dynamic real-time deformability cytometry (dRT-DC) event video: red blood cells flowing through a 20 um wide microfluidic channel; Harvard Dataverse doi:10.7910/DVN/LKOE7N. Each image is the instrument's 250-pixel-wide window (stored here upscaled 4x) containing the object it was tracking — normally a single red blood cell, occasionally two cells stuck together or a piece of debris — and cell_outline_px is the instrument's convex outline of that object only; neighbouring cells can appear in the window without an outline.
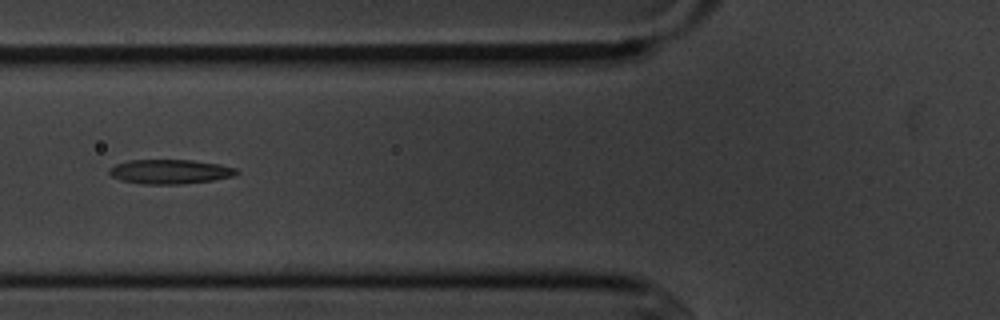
{"species": "common noctule bat (a hibernating species)", "species_latin": "Nyctalus noctula", "temperature_condition": "cold", "stored_images_in_passage": 12, "segment_of_instrument_passage": [1, 2], "camera_frame_rate_fps": 3000, "um_per_image_px": 0.085, "animal": {"sex": "male", "body_mass_g": 20.1, "forearm_length_mm": 53.5}, "frame": {"image": 1, "passage_image": 2, "time_ms": 1.0, "image_size_px": [1000, 320], "cell_outline_px": [[240, 172], [236, 176], [212, 180], [180, 184], [140, 184], [120, 180], [112, 176], [108, 172], [116, 164], [128, 160], [192, 160], [220, 164], [236, 168]], "centroid_in_image_um": [14.48, 14.59], "position_along_channel_um": 111.3, "area_um2": 18.15}}
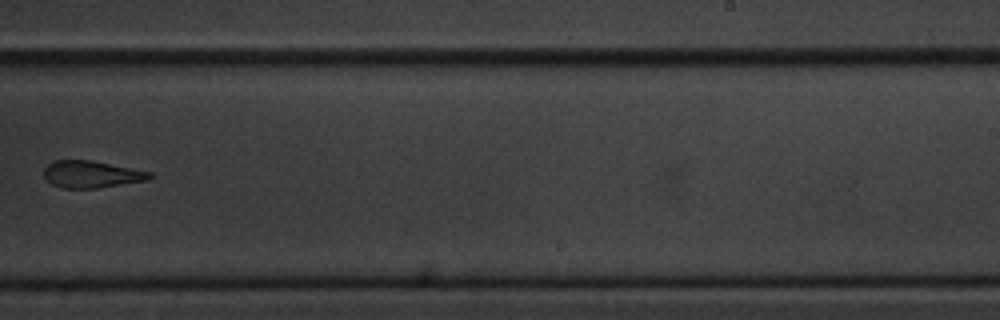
{"frame": {"image": 2, "passage_image": 6, "time_ms": 5.667, "image_size_px": [1000, 320], "cell_outline_px": [[152, 176], [148, 180], [96, 188], [60, 188], [52, 184], [44, 176], [44, 168], [48, 164], [56, 160], [92, 160], [152, 172]], "centroid_in_image_um": [7.77, 14.81], "position_along_channel_um": 281.2, "area_um2": 16.59}}
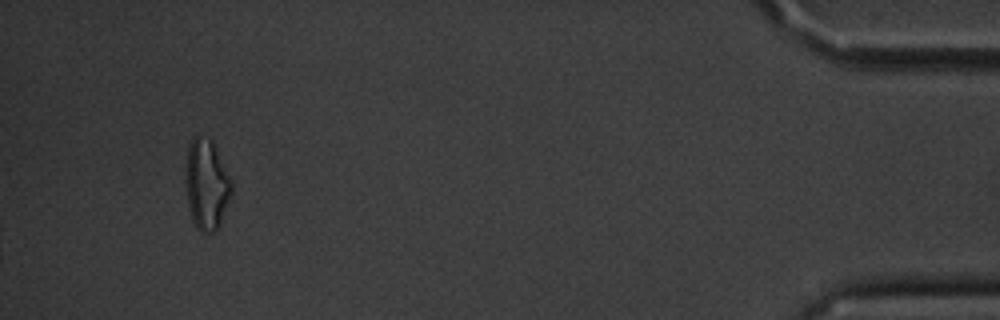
{"frame": {"image": 3, "passage_image": 10, "time_ms": 11.333, "image_size_px": [1000, 320], "cell_outline_px": [[232, 192], [220, 224], [212, 232], [200, 232], [196, 228], [192, 220], [188, 204], [188, 148], [192, 136], [200, 136], [212, 140], [232, 180]], "centroid_in_image_um": [17.6, 15.69], "position_along_channel_um": 417.6, "area_um2": 23.52}}